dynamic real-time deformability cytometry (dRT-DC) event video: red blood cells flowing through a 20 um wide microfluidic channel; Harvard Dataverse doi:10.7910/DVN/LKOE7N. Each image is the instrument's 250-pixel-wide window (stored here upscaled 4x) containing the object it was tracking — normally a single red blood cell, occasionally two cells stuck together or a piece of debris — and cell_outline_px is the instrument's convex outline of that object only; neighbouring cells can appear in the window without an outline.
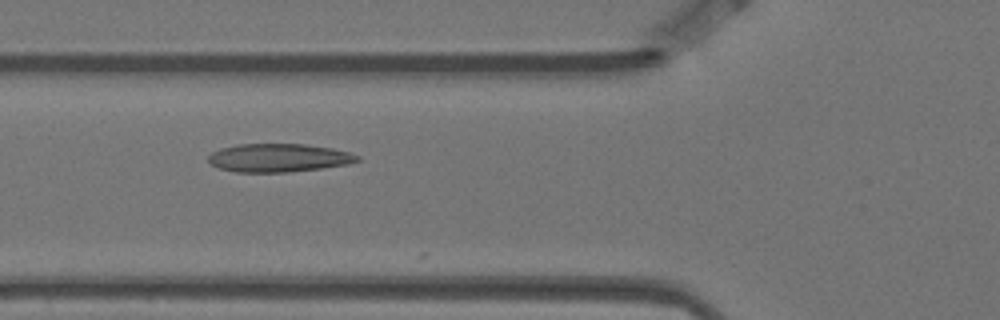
{"species": "Egyptian fruit bat (a non-hibernating species)", "species_latin": "Rousettus aegyptiacus", "temperature_condition": "warm", "stored_images_in_passage": 7, "camera_frame_rate_fps": 3000, "um_per_image_px": 0.085, "animal": {"sex": "female"}, "frame": {"image": 1, "passage_image": 6, "time_ms": 1.667, "image_size_px": [1000, 320], "cell_outline_px": [[360, 160], [348, 164], [320, 168], [288, 172], [236, 172], [220, 168], [212, 164], [208, 160], [208, 156], [212, 152], [220, 148], [240, 144], [304, 144], [332, 148], [348, 152], [360, 156]], "centroid_in_image_um": [23.68, 13.41], "position_along_channel_um": 102.1, "area_um2": 24.45}}